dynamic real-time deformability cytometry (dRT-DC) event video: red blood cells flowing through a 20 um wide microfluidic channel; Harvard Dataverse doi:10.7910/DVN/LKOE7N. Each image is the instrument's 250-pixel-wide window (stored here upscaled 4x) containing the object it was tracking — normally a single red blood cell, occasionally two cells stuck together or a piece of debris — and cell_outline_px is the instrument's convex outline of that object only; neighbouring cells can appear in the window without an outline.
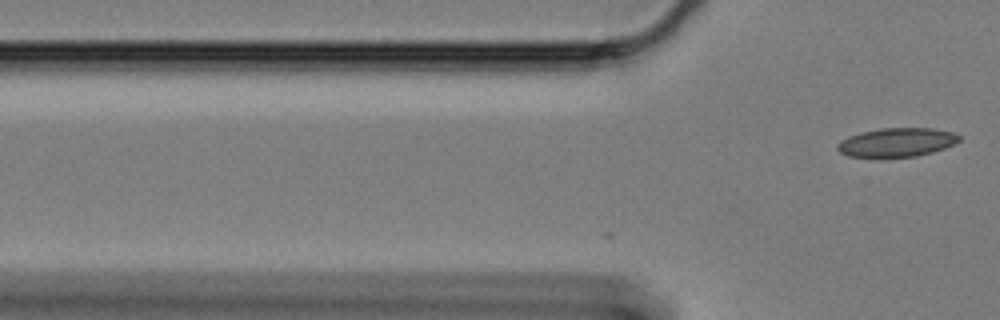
{"species": "Egyptian fruit bat (a non-hibernating species)", "species_latin": "Rousettus aegyptiacus", "temperature_condition": "cold", "stored_images_in_passage": 8, "camera_frame_rate_fps": 3000, "um_per_image_px": 0.085, "animal": {"sex": "female"}, "frame": {"image": 1, "passage_image": 8, "time_ms": 2.333, "image_size_px": [1000, 320], "cell_outline_px": [[960, 140], [944, 148], [932, 152], [916, 156], [884, 160], [876, 160], [848, 156], [840, 152], [836, 148], [836, 144], [840, 140], [848, 136], [860, 132], [880, 128], [932, 128], [952, 132], [960, 136]], "centroid_in_image_um": [76.12, 12.15], "position_along_channel_um": 49.7, "area_um2": 21.33}}